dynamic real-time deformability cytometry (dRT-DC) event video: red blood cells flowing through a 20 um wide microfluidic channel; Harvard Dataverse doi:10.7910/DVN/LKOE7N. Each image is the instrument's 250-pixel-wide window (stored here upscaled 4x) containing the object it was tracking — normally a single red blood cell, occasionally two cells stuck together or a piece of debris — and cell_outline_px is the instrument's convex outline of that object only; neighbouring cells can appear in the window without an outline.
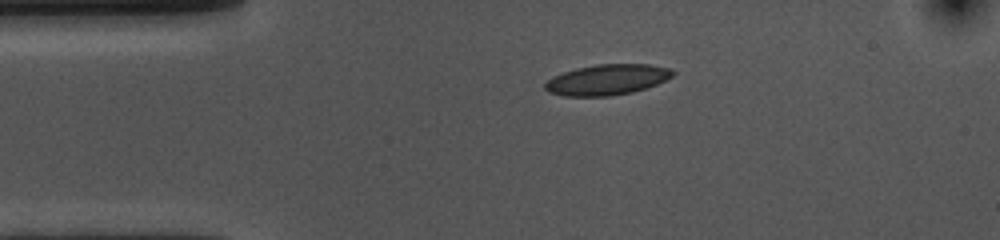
{"species": "common noctule bat (a hibernating species)", "species_latin": "Nyctalus noctula", "temperature_condition": "cold", "stored_images_in_passage": 45, "camera_frame_rate_fps": 3000, "um_per_image_px": 0.085, "animal": {"sex": "female", "body_mass_g": 10.0, "forearm_length_mm": 53.1}, "frame": {"image": 1, "passage_image": 1, "time_ms": 0.0, "image_size_px": [1000, 240], "cell_outline_px": [[676, 72], [672, 76], [656, 84], [632, 92], [608, 96], [564, 96], [548, 92], [544, 88], [544, 84], [552, 76], [576, 68], [596, 64], [648, 64], [668, 68]], "centroid_in_image_um": [51.56, 6.77], "position_along_channel_um": 33.4, "area_um2": 22.66}}
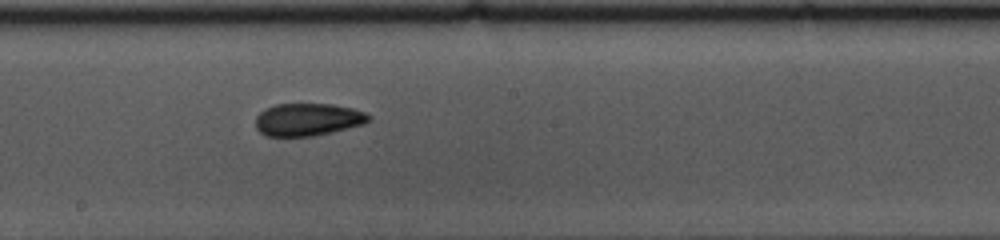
{"frame": {"image": 2, "passage_image": 19, "time_ms": 6.0, "image_size_px": [1000, 240], "cell_outline_px": [[372, 120], [364, 124], [332, 132], [312, 136], [264, 136], [256, 128], [256, 116], [264, 108], [276, 104], [332, 104], [352, 108], [364, 112], [372, 116]], "centroid_in_image_um": [26.17, 10.16], "position_along_channel_um": 222.0, "area_um2": 21.62}}
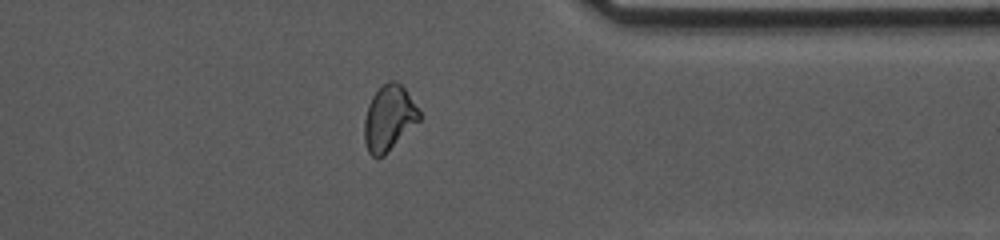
{"frame": {"image": 3, "passage_image": 33, "time_ms": 10.667, "image_size_px": [1000, 240], "cell_outline_px": [[420, 120], [384, 156], [376, 160], [368, 152], [364, 140], [364, 120], [368, 104], [372, 96], [388, 80], [396, 80], [404, 88], [420, 112]], "centroid_in_image_um": [33.04, 10.07], "position_along_channel_um": 378.4, "area_um2": 20.92}, "authors_computed_cell_mechanics": {"area_um2": 21.7328, "velocity_mm_per_s": 3.6134, "shape_relaxation_time_tau1_ms": 4.3341, "shape_relaxation_time_tau2_ms": 3.3718, "deformation_change_tau1": 0.1068, "deformation_change_tau2": 0.0799}}